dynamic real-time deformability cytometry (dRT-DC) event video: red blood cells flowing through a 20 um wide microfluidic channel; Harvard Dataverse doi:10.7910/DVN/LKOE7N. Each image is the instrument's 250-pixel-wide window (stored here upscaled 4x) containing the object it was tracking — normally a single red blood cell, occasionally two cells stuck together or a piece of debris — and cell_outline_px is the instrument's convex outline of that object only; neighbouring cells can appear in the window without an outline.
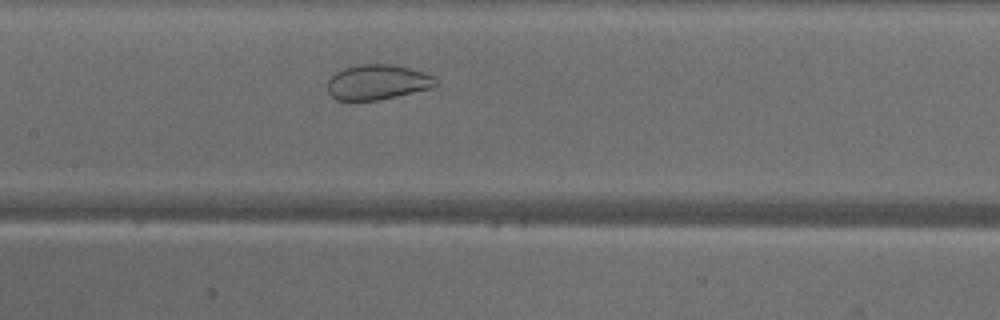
{"species": "common noctule bat (a hibernating species)", "species_latin": "Nyctalus noctula", "temperature_condition": "warm", "stored_images_in_passage": 23, "camera_frame_rate_fps": 3000, "um_per_image_px": 0.085, "animal": {"sex": "male", "body_mass_g": 18.8}, "frame": {"image": 1, "passage_image": 16, "time_ms": 5.0, "image_size_px": [1000, 320], "cell_outline_px": [[436, 84], [432, 88], [396, 96], [376, 100], [336, 100], [328, 92], [328, 80], [336, 72], [344, 68], [360, 64], [392, 64], [424, 72], [432, 76], [436, 80]], "centroid_in_image_um": [32.07, 6.98], "position_along_channel_um": 175.3, "area_um2": 21.91}}
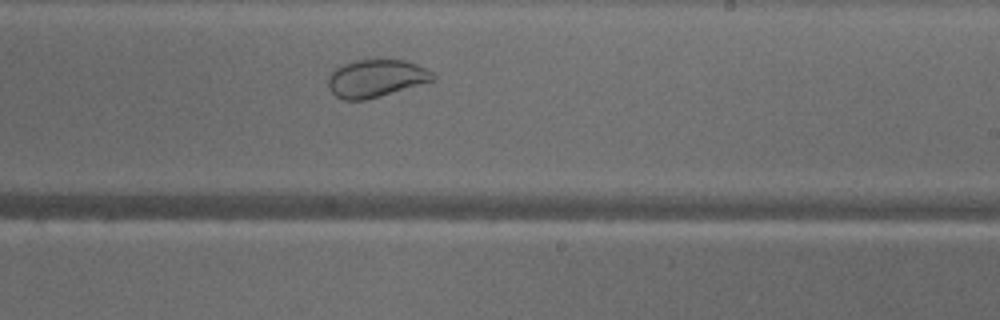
{"frame": {"image": 2, "passage_image": 22, "time_ms": 7.0, "image_size_px": [1000, 320], "cell_outline_px": [[436, 76], [432, 80], [380, 96], [364, 100], [344, 100], [336, 96], [328, 88], [328, 72], [340, 64], [352, 60], [404, 60], [416, 64], [432, 72]], "centroid_in_image_um": [31.86, 6.65], "position_along_channel_um": 257.1, "area_um2": 22.89}}